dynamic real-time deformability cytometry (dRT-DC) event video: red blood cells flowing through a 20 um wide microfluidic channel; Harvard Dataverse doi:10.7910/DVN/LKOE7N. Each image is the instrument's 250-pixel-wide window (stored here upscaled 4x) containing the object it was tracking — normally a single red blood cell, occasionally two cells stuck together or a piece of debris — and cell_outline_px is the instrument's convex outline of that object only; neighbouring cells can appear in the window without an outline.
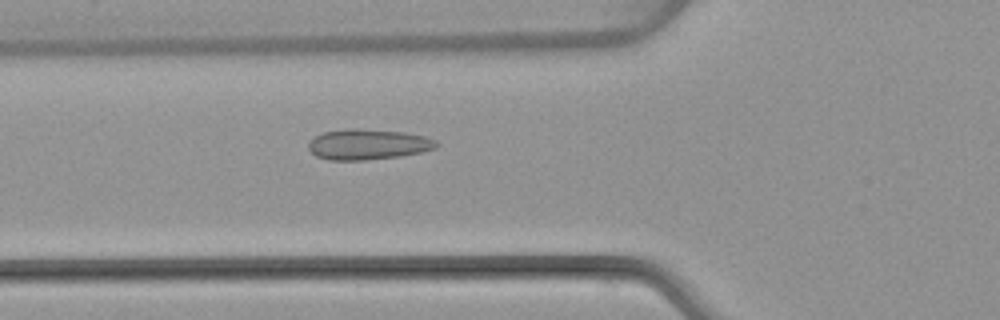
{"species": "common noctule bat (a hibernating species)", "species_latin": "Nyctalus noctula", "temperature_condition": "warm", "stored_images_in_passage": 50, "camera_frame_rate_fps": 3000, "um_per_image_px": 0.085, "animal": {"sex": "female", "body_mass_g": 22.7, "forearm_length_mm": 54.2}, "frame": {"image": 1, "passage_image": 18, "time_ms": 5.667, "image_size_px": [1000, 320], "cell_outline_px": [[440, 144], [436, 148], [424, 152], [400, 156], [364, 160], [328, 160], [316, 156], [308, 148], [308, 144], [316, 136], [324, 132], [348, 128], [352, 128], [404, 132], [424, 136], [436, 140]], "centroid_in_image_um": [31.31, 12.28], "position_along_channel_um": 94.5, "area_um2": 22.77}}
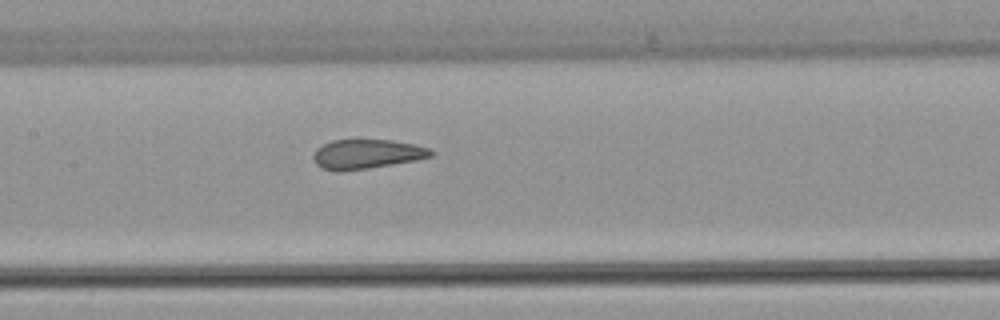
{"frame": {"image": 2, "passage_image": 24, "time_ms": 7.667, "image_size_px": [1000, 320], "cell_outline_px": [[436, 152], [432, 156], [416, 160], [368, 168], [340, 172], [336, 172], [320, 168], [316, 164], [312, 156], [316, 148], [332, 140], [392, 140], [432, 148]], "centroid_in_image_um": [31.17, 13.1], "position_along_channel_um": 176.2, "area_um2": 20.35}}
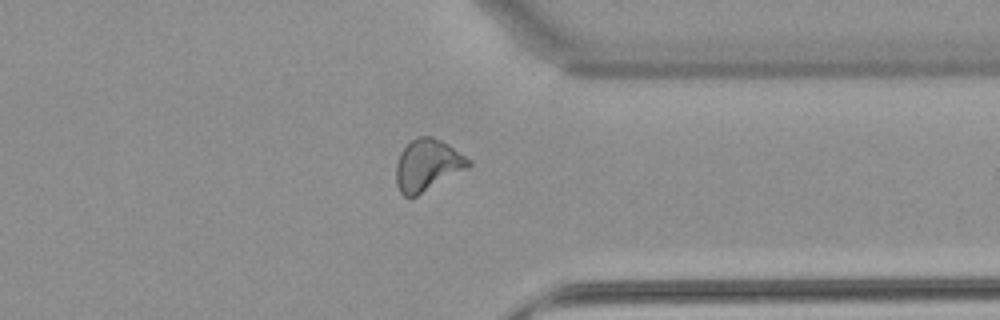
{"frame": {"image": 3, "passage_image": 39, "time_ms": 12.667, "image_size_px": [1000, 320], "cell_outline_px": [[472, 164], [468, 168], [416, 196], [404, 196], [400, 192], [396, 184], [396, 164], [400, 152], [416, 136], [432, 136], [448, 144], [472, 160]], "centroid_in_image_um": [36.34, 14.02], "position_along_channel_um": 375.1, "area_um2": 21.73}, "authors_computed_cell_mechanics": {"area_um2": 21.5883, "velocity_mm_per_s": 4.0475, "shape_relaxation_time_tau1_ms": null, "shape_relaxation_time_tau2_ms": 0.9779, "deformation_change_tau1": null, "deformation_change_tau2": 0.0753}}